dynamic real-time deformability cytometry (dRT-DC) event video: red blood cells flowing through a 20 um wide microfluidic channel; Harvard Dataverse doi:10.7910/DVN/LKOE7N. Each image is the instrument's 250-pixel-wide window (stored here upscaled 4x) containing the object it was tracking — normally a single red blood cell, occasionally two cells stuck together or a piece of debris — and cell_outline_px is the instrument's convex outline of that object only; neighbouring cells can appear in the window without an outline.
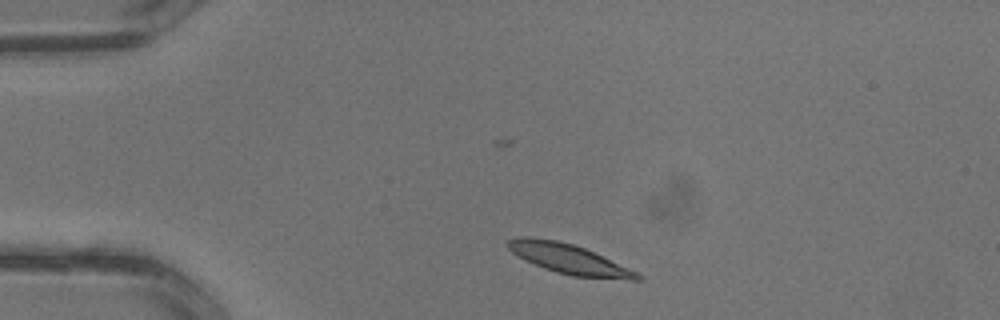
{"species": "common noctule bat (a hibernating species)", "species_latin": "Nyctalus noctula", "temperature_condition": "warm", "stored_images_in_passage": 2, "camera_frame_rate_fps": 3000, "um_per_image_px": 0.085, "animal": {"sex": "male", "body_mass_g": 13.3}, "frame": {"image": 1, "passage_image": 1, "time_ms": 0.0, "image_size_px": [1000, 320], "cell_outline_px": [[644, 280], [632, 280], [572, 276], [556, 272], [544, 268], [516, 256], [504, 244], [508, 240], [520, 236], [528, 236], [556, 240], [572, 244], [584, 248], [636, 272], [644, 276]], "centroid_in_image_um": [48.31, 22.01], "position_along_channel_um": 36.7, "area_um2": 22.31}}